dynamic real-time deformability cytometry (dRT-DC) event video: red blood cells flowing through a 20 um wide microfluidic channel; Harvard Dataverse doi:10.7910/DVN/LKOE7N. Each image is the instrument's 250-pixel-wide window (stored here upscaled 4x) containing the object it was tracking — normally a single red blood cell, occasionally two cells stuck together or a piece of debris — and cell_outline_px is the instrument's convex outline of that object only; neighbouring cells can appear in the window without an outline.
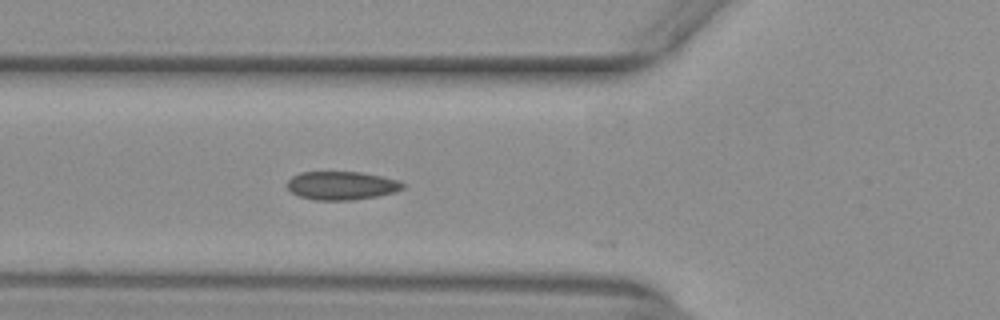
{"species": "common noctule bat (a hibernating species)", "species_latin": "Nyctalus noctula", "temperature_condition": "warm", "stored_images_in_passage": 3, "camera_frame_rate_fps": 3000, "um_per_image_px": 0.085, "animal": {"sex": "female", "body_mass_g": 29.2, "forearm_length_mm": 56.3}, "frame": {"image": 1, "passage_image": 2, "time_ms": 0.333, "image_size_px": [1000, 320], "cell_outline_px": [[404, 188], [396, 192], [376, 196], [352, 200], [316, 200], [300, 196], [292, 192], [284, 184], [292, 176], [300, 172], [364, 172], [400, 180], [404, 184]], "centroid_in_image_um": [29.05, 15.76], "position_along_channel_um": 96.8, "area_um2": 19.31}}